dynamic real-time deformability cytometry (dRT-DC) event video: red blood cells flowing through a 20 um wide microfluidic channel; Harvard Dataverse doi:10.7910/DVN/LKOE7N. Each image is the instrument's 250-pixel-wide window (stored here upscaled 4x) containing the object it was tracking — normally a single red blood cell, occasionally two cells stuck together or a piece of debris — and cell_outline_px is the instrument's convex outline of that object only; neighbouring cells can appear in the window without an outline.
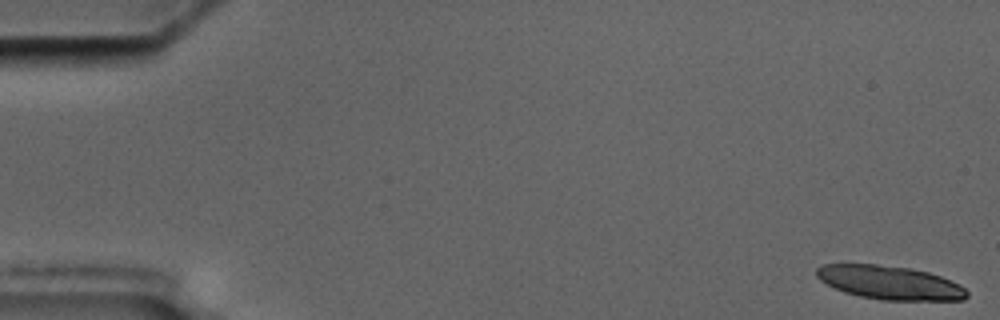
{"species": "common noctule bat (a hibernating species)", "species_latin": "Nyctalus noctula", "temperature_condition": "cold", "stored_images_in_passage": 7, "segment_of_instrument_passage": [1, 2], "camera_frame_rate_fps": 3000, "um_per_image_px": 0.085, "animal": {"sex": "male", "body_mass_g": 17.5, "forearm_length_mm": 52.3}, "frame": {"image": 1, "passage_image": 1, "time_ms": 0.0, "image_size_px": [1000, 320], "cell_outline_px": [[968, 296], [964, 300], [884, 300], [860, 296], [844, 292], [820, 280], [816, 276], [816, 268], [824, 264], [876, 264], [908, 268], [928, 272], [940, 276], [960, 284], [968, 292]], "centroid_in_image_um": [75.64, 24.02], "position_along_channel_um": 9.4, "area_um2": 29.36}}